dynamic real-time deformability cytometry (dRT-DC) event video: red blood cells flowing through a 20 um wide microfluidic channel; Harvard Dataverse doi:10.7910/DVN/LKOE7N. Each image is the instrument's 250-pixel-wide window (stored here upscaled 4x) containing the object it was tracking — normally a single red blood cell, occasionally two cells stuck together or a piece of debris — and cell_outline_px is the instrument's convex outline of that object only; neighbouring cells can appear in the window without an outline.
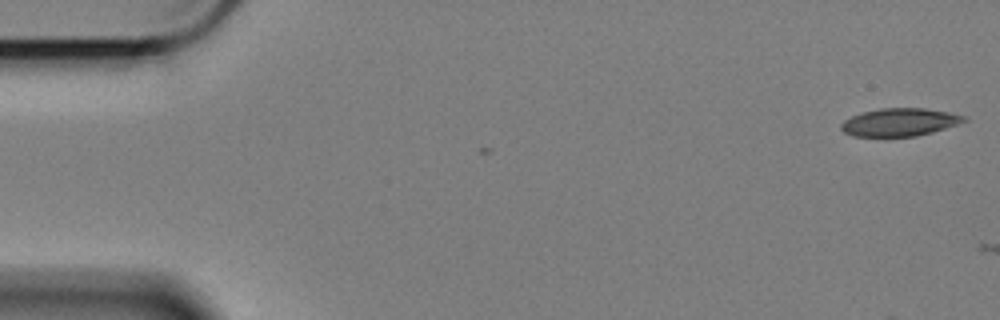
{"species": "Egyptian fruit bat (a non-hibernating species)", "species_latin": "Rousettus aegyptiacus", "temperature_condition": "cold", "stored_images_in_passage": 2, "camera_frame_rate_fps": 3000, "um_per_image_px": 0.085, "animal": {"sex": "female"}, "frame": {"image": 1, "passage_image": 2, "time_ms": 0.333, "image_size_px": [1000, 320], "cell_outline_px": [[968, 120], [932, 132], [916, 136], [852, 136], [844, 132], [840, 128], [840, 124], [844, 120], [852, 116], [864, 112], [880, 108], [924, 108], [948, 112], [964, 116]], "centroid_in_image_um": [76.43, 10.38], "position_along_channel_um": 8.6, "area_um2": 19.71}}